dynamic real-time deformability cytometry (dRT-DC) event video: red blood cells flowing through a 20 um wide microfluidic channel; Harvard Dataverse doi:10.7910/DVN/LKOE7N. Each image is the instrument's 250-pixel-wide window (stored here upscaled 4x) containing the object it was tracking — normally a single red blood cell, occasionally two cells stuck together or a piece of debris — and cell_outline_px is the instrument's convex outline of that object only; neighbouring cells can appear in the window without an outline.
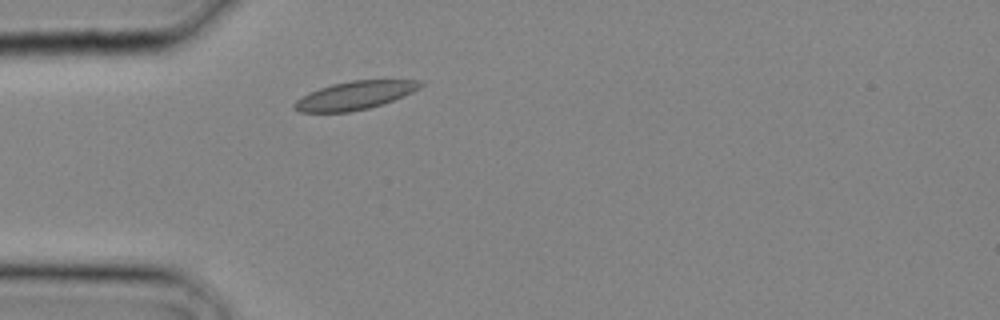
{"species": "common noctule bat (a hibernating species)", "species_latin": "Nyctalus noctula", "temperature_condition": "cold", "stored_images_in_passage": 1, "camera_frame_rate_fps": 3000, "um_per_image_px": 0.085, "animal": {"sex": "male", "body_mass_g": 20.4}, "frame": {"image": 1, "passage_image": 1, "time_ms": 0.0, "image_size_px": [1000, 320], "cell_outline_px": [[424, 84], [420, 88], [404, 96], [368, 108], [348, 112], [300, 112], [292, 108], [292, 104], [296, 100], [308, 92], [332, 84], [352, 80], [420, 80]], "centroid_in_image_um": [30.13, 8.1], "position_along_channel_um": 54.9, "area_um2": 20.69}}